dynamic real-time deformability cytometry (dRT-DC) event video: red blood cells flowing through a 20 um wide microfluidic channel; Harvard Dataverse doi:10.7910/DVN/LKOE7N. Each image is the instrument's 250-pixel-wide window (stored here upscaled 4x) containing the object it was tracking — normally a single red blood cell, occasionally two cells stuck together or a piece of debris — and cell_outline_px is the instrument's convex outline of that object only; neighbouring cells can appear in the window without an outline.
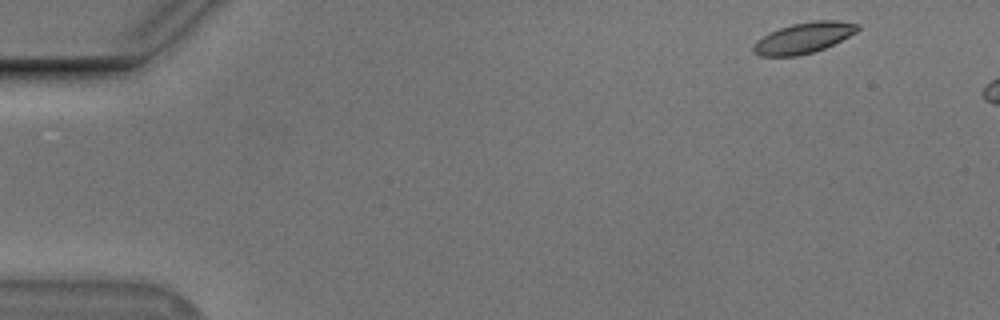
{"species": "Egyptian fruit bat (a non-hibernating species)", "species_latin": "Rousettus aegyptiacus", "temperature_condition": "cold", "stored_images_in_passage": 4, "camera_frame_rate_fps": 3000, "um_per_image_px": 0.085, "animal": {"sex": "male"}, "frame": {"image": 1, "passage_image": 1, "time_ms": 0.0, "image_size_px": [1000, 320], "cell_outline_px": [[860, 28], [856, 32], [824, 48], [812, 52], [796, 56], [760, 56], [752, 52], [752, 48], [756, 40], [780, 28], [792, 24], [812, 20], [840, 20], [860, 24]], "centroid_in_image_um": [68.31, 3.21], "position_along_channel_um": 16.7, "area_um2": 18.55}}